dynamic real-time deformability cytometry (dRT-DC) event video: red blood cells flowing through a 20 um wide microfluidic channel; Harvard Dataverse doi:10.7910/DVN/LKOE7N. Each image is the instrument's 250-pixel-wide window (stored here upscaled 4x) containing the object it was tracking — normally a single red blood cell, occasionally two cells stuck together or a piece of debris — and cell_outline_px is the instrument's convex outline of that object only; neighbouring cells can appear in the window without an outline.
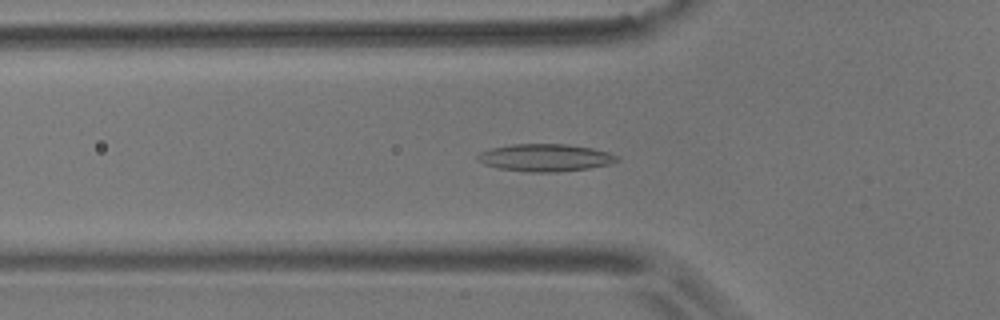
{"species": "common noctule bat (a hibernating species)", "species_latin": "Nyctalus noctula", "temperature_condition": "room temperature", "stored_images_in_passage": 56, "camera_frame_rate_fps": 3000, "um_per_image_px": 0.085, "animal": {"sex": "male", "body_mass_g": 17.9}, "frame": {"image": 1, "passage_image": 18, "time_ms": 5.667, "image_size_px": [1000, 320], "cell_outline_px": [[620, 160], [608, 164], [588, 168], [556, 172], [528, 172], [500, 168], [484, 164], [476, 160], [476, 156], [480, 152], [492, 148], [512, 144], [568, 144], [592, 148], [608, 152], [616, 156]], "centroid_in_image_um": [46.32, 13.4], "position_along_channel_um": 79.5, "area_um2": 22.14}}
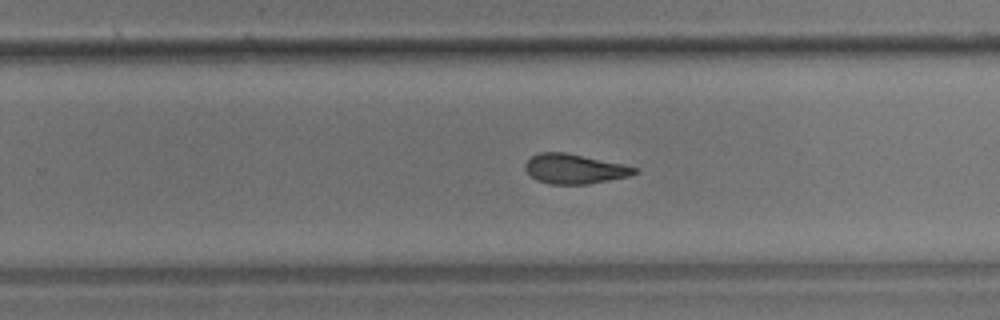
{"frame": {"image": 2, "passage_image": 35, "time_ms": 11.333, "image_size_px": [1000, 320], "cell_outline_px": [[640, 172], [628, 176], [588, 184], [548, 184], [536, 180], [524, 168], [524, 164], [532, 156], [540, 152], [564, 152], [640, 168]], "centroid_in_image_um": [48.83, 14.36], "position_along_channel_um": 281.0, "area_um2": 18.79}}
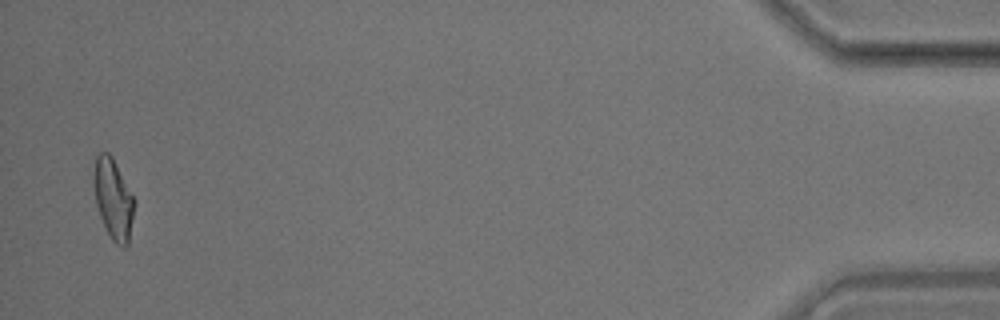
{"frame": {"image": 3, "passage_image": 55, "time_ms": 18.0, "image_size_px": [1000, 320], "cell_outline_px": [[136, 204], [128, 244], [124, 248], [116, 244], [112, 240], [100, 216], [96, 204], [92, 180], [92, 176], [96, 156], [100, 152], [108, 152], [112, 156], [136, 200]], "centroid_in_image_um": [9.64, 16.9], "position_along_channel_um": 425.6, "area_um2": 19.31}, "authors_computed_cell_mechanics": {"area_um2": 19.9699, "velocity_mm_per_s": 3.5322, "shape_relaxation_time_tau1_ms": null, "shape_relaxation_time_tau2_ms": 3.8399, "deformation_change_tau1": null, "deformation_change_tau2": 0.1256}}